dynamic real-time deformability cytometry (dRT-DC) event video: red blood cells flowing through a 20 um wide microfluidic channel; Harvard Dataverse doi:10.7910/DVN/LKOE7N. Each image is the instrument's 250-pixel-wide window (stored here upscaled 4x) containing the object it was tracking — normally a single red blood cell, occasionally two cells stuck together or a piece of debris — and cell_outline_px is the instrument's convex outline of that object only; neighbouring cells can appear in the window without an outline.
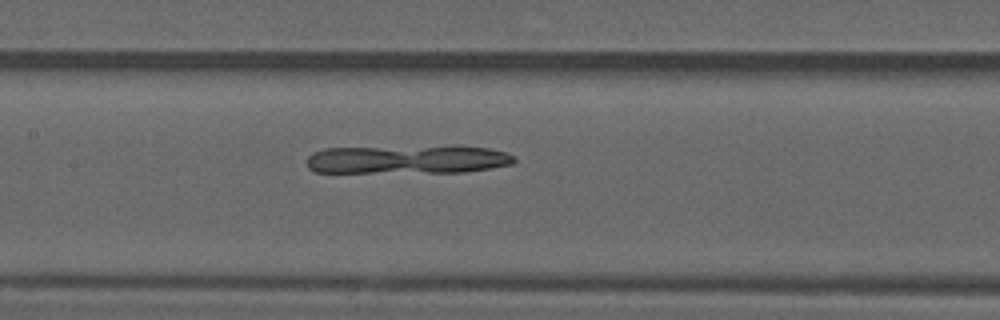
{"species": "common noctule bat (a hibernating species)", "species_latin": "Nyctalus noctula", "temperature_condition": "warm", "stored_images_in_passage": 50, "camera_frame_rate_fps": 3000, "um_per_image_px": 0.085, "animal": {"sex": "male", "forearm_length_mm": 52.5}, "frame": {"image": 1, "passage_image": 24, "time_ms": 7.667, "image_size_px": [1000, 320], "cell_outline_px": [[516, 160], [512, 164], [464, 172], [316, 172], [308, 168], [308, 156], [312, 152], [324, 148], [460, 144], [488, 148], [504, 152], [516, 156]], "centroid_in_image_um": [34.68, 13.51], "position_along_channel_um": 172.7, "area_um2": 35.55}}
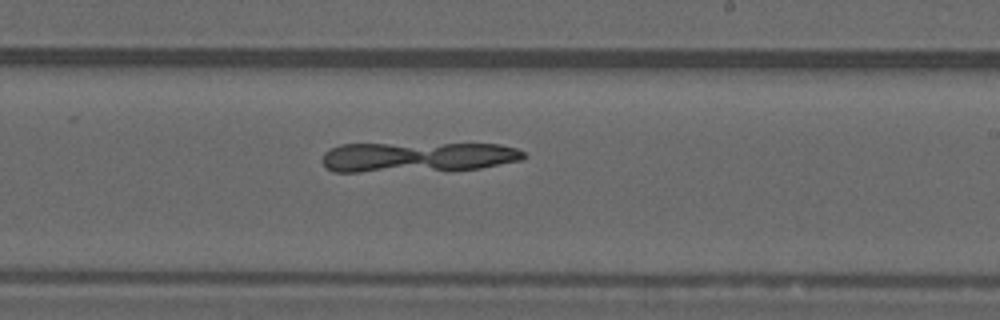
{"frame": {"image": 2, "passage_image": 30, "time_ms": 9.667, "image_size_px": [1000, 320], "cell_outline_px": [[524, 156], [520, 160], [480, 168], [360, 172], [332, 172], [324, 168], [324, 152], [340, 144], [500, 144], [516, 148], [524, 152]], "centroid_in_image_um": [35.43, 13.34], "position_along_channel_um": 253.6, "area_um2": 34.85}}